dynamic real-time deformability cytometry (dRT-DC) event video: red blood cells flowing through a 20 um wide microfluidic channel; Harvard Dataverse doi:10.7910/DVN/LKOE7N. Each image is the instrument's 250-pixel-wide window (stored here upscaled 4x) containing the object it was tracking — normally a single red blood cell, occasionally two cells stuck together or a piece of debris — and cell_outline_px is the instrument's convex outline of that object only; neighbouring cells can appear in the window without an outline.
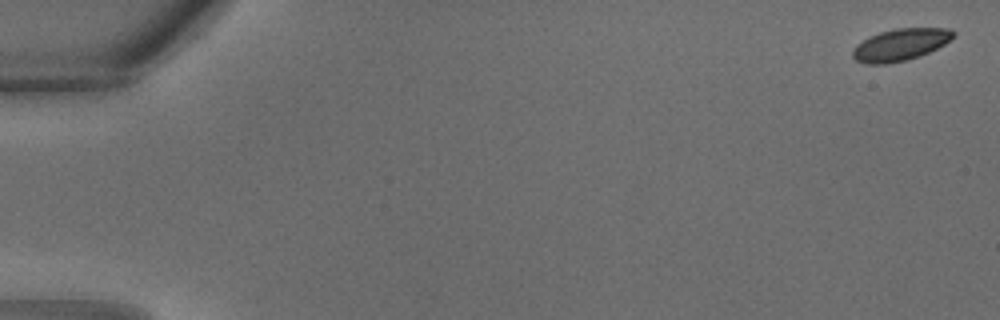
{"species": "common noctule bat (a hibernating species)", "species_latin": "Nyctalus noctula", "temperature_condition": "warm", "stored_images_in_passage": 7, "camera_frame_rate_fps": 3000, "um_per_image_px": 0.085, "animal": {"sex": "male", "body_mass_g": 18.8}, "frame": {"image": 1, "passage_image": 1, "time_ms": 0.0, "image_size_px": [1000, 320], "cell_outline_px": [[956, 36], [944, 44], [920, 56], [908, 60], [888, 64], [864, 64], [856, 60], [852, 56], [852, 52], [856, 44], [868, 36], [880, 32], [896, 28], [952, 28], [956, 32]], "centroid_in_image_um": [76.53, 3.8], "position_along_channel_um": 8.5, "area_um2": 19.02}}